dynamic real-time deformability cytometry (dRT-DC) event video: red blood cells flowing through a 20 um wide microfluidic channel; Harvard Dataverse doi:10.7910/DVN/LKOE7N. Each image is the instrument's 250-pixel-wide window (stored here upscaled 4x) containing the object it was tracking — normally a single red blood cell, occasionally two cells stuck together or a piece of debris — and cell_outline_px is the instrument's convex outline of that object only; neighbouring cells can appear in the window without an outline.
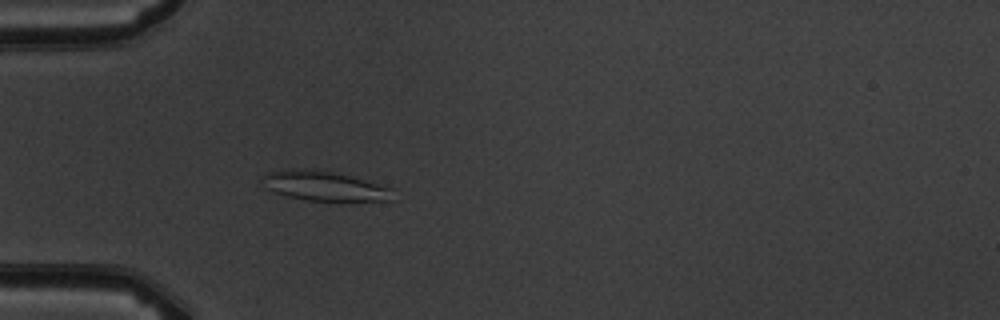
{"species": "common noctule bat (a hibernating species)", "species_latin": "Nyctalus noctula", "temperature_condition": "warm", "stored_images_in_passage": 3, "camera_frame_rate_fps": 3000, "um_per_image_px": 0.085, "animal": {"sex": "male", "body_mass_g": 19.5, "forearm_length_mm": 54.6}, "frame": {"image": 1, "passage_image": 3, "time_ms": 3.333, "image_size_px": [1000, 320], "cell_outline_px": [[392, 200], [304, 200], [288, 196], [276, 192], [268, 188], [260, 180], [268, 172], [292, 168], [312, 168], [352, 176], [392, 188]], "centroid_in_image_um": [27.53, 15.78], "position_along_channel_um": 57.5, "area_um2": 22.25}}